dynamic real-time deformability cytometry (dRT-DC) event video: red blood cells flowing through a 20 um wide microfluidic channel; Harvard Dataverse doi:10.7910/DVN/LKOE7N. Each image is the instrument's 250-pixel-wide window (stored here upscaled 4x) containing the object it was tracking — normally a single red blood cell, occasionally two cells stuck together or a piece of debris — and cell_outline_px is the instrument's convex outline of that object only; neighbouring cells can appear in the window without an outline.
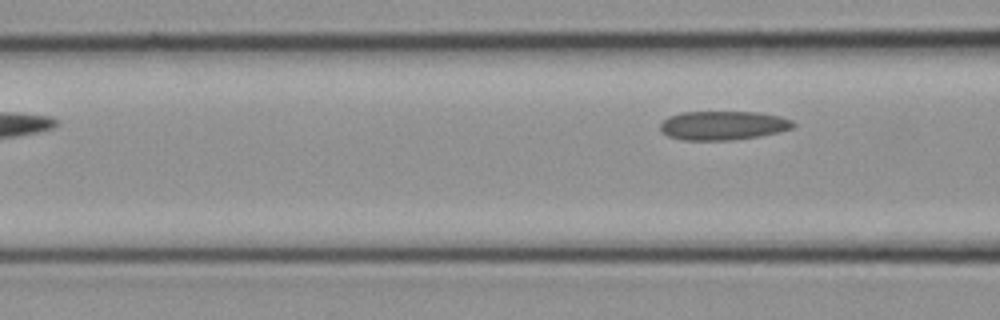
{"species": "common noctule bat (a hibernating species)", "species_latin": "Nyctalus noctula", "temperature_condition": "cold", "stored_images_in_passage": 8, "segment_of_instrument_passage": [2, 2], "camera_frame_rate_fps": 3000, "um_per_image_px": 0.085, "animal": {"sex": "female", "body_mass_g": 21.9}, "frame": {"image": 1, "passage_image": 8, "time_ms": 2.333, "image_size_px": [1000, 320], "cell_outline_px": [[796, 124], [792, 128], [780, 132], [760, 136], [732, 140], [684, 140], [668, 136], [660, 132], [660, 124], [668, 116], [684, 112], [756, 112], [780, 116], [792, 120]], "centroid_in_image_um": [61.46, 10.67], "position_along_channel_um": 105.1, "area_um2": 22.54}}